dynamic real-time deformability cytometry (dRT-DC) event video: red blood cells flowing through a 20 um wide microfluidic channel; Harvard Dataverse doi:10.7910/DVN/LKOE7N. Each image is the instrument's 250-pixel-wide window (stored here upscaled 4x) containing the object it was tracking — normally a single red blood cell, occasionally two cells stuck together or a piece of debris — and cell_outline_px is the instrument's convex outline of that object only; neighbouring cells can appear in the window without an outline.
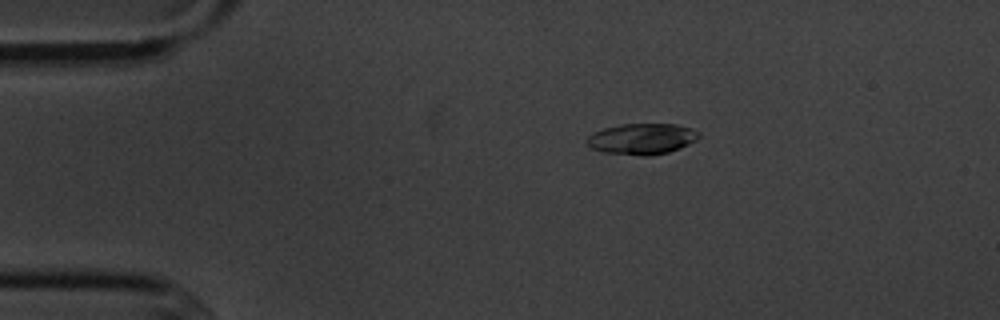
{"species": "common noctule bat (a hibernating species)", "species_latin": "Nyctalus noctula", "temperature_condition": "cold", "stored_images_in_passage": 8, "camera_frame_rate_fps": 3000, "um_per_image_px": 0.085, "animal": {"sex": "male", "body_mass_g": 20.1, "forearm_length_mm": 53.5}, "frame": {"image": 1, "passage_image": 2, "time_ms": 1.0, "image_size_px": [1000, 320], "cell_outline_px": [[700, 136], [696, 140], [680, 148], [668, 152], [652, 156], [644, 156], [604, 152], [592, 148], [584, 140], [592, 132], [604, 128], [620, 124], [676, 124], [692, 128], [700, 132]], "centroid_in_image_um": [54.56, 11.8], "position_along_channel_um": 30.4, "area_um2": 20.35}}
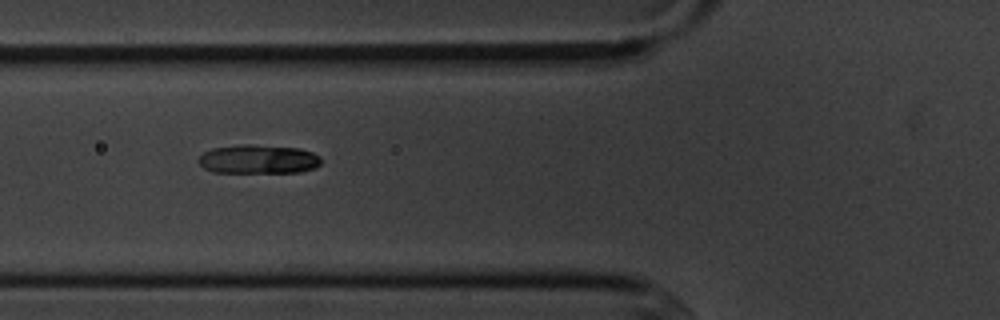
{"frame": {"image": 2, "passage_image": 5, "time_ms": 4.333, "image_size_px": [1000, 320], "cell_outline_px": [[320, 164], [316, 168], [300, 172], [212, 172], [204, 168], [196, 160], [204, 152], [212, 148], [240, 144], [248, 144], [300, 148], [312, 152], [320, 156]], "centroid_in_image_um": [21.95, 13.53], "position_along_channel_um": 103.8, "area_um2": 20.81}}
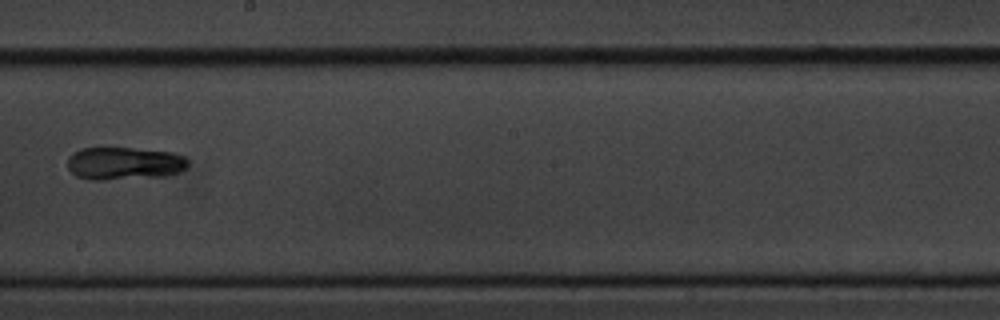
{"frame": {"image": 3, "passage_image": 8, "time_ms": 8.0, "image_size_px": [1000, 320], "cell_outline_px": [[188, 164], [180, 172], [168, 176], [100, 180], [92, 180], [76, 176], [68, 168], [68, 156], [80, 148], [132, 148], [172, 152], [188, 156]], "centroid_in_image_um": [10.59, 13.89], "position_along_channel_um": 237.6, "area_um2": 23.24}}